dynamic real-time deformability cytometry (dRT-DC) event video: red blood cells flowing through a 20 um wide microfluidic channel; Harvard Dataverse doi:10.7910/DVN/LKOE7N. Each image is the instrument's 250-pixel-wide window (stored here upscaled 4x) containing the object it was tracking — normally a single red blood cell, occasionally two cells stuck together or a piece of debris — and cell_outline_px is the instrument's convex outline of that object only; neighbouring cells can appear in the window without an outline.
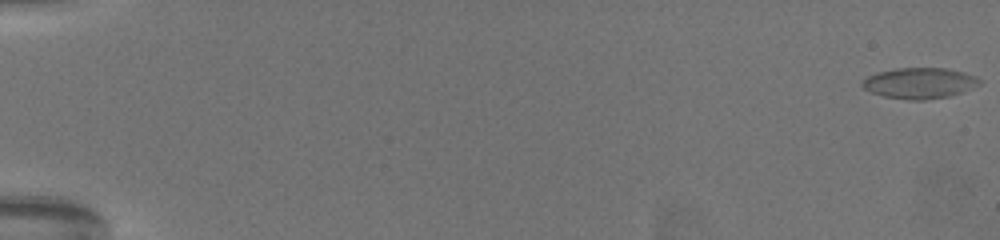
{"species": "common noctule bat (a hibernating species)", "species_latin": "Nyctalus noctula", "temperature_condition": "warm", "stored_images_in_passage": 64, "camera_frame_rate_fps": 3000, "um_per_image_px": 0.085, "animal": {"sex": "female", "body_mass_g": 19.5, "forearm_length_mm": 54.1}, "frame": {"image": 1, "passage_image": 1, "time_ms": 0.0, "image_size_px": [1000, 240], "cell_outline_px": [[980, 84], [960, 92], [948, 96], [924, 100], [908, 100], [884, 96], [872, 92], [864, 88], [860, 84], [860, 80], [876, 72], [896, 68], [944, 68], [964, 72], [976, 76], [980, 80]], "centroid_in_image_um": [78.11, 7.05], "position_along_channel_um": 6.9, "area_um2": 20.98}}
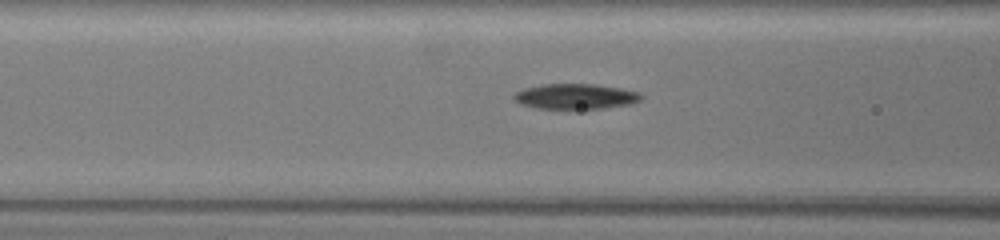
{"frame": {"image": 2, "passage_image": 29, "time_ms": 9.333, "image_size_px": [1000, 240], "cell_outline_px": [[644, 96], [640, 100], [628, 104], [604, 108], [536, 108], [520, 104], [512, 96], [516, 92], [524, 88], [544, 84], [596, 84], [620, 88], [640, 92]], "centroid_in_image_um": [48.92, 8.18], "position_along_channel_um": 117.7, "area_um2": 18.61}}
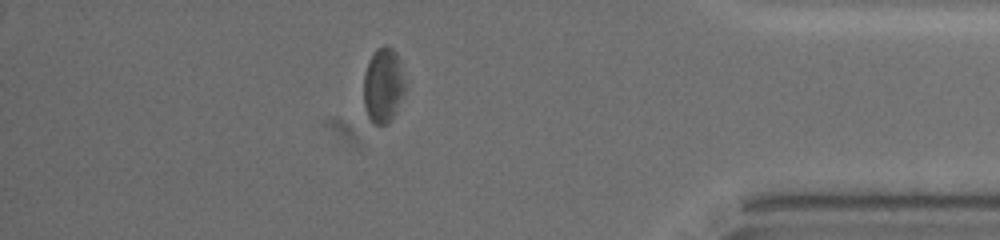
{"frame": {"image": 3, "passage_image": 57, "time_ms": 18.667, "image_size_px": [1000, 240], "cell_outline_px": [[404, 92], [392, 116], [384, 124], [372, 124], [368, 116], [364, 104], [364, 72], [368, 60], [376, 48], [384, 44], [388, 44], [396, 52], [400, 64], [404, 80]], "centroid_in_image_um": [32.54, 7.18], "position_along_channel_um": 402.7, "area_um2": 17.86}, "authors_computed_cell_mechanics": {"area_um2": 19.5075, "velocity_mm_per_s": 3.3655, "shape_relaxation_time_tau1_ms": null, "shape_relaxation_time_tau2_ms": 2.779, "deformation_change_tau1": null, "deformation_change_tau2": 0.0954}}